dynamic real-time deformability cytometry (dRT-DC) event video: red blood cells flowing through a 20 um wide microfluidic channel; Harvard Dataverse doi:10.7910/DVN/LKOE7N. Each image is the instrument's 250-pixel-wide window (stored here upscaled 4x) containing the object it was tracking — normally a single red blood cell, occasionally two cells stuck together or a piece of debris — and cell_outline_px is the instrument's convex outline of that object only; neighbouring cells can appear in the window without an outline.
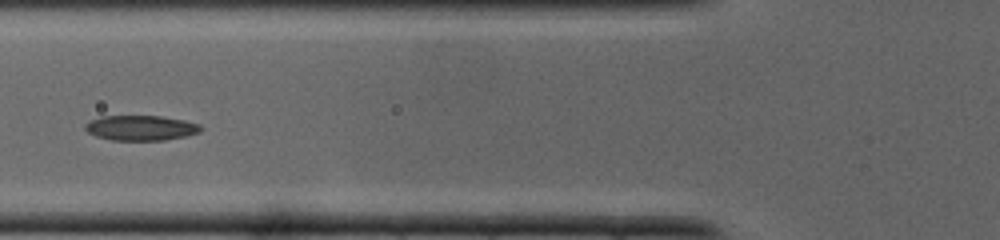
{"species": "common noctule bat (a hibernating species)", "species_latin": "Nyctalus noctula", "temperature_condition": "cold", "stored_images_in_passage": 35, "camera_frame_rate_fps": 3000, "um_per_image_px": 0.085, "animal": {"sex": "male", "body_mass_g": 19.0, "forearm_length_mm": 50.8}, "frame": {"image": 1, "passage_image": 13, "time_ms": 4.0, "image_size_px": [1000, 240], "cell_outline_px": [[204, 128], [200, 132], [184, 136], [164, 140], [112, 140], [96, 136], [88, 132], [84, 128], [84, 124], [100, 116], [160, 116], [184, 120], [200, 124]], "centroid_in_image_um": [11.98, 10.87], "position_along_channel_um": 113.8, "area_um2": 16.88}}
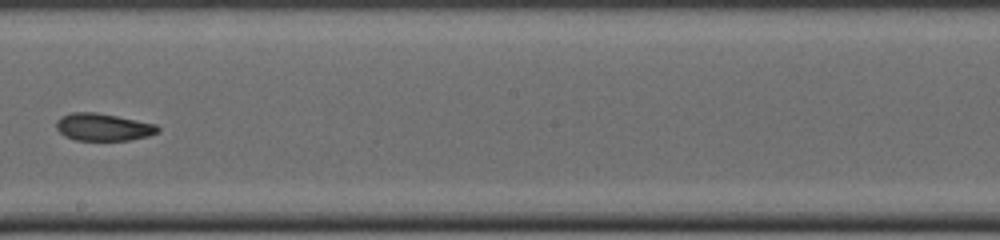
{"frame": {"image": 2, "passage_image": 20, "time_ms": 6.333, "image_size_px": [1000, 240], "cell_outline_px": [[160, 132], [148, 136], [128, 140], [76, 140], [64, 136], [56, 128], [56, 120], [60, 116], [72, 112], [96, 112], [156, 124], [160, 128]], "centroid_in_image_um": [8.75, 10.8], "position_along_channel_um": 239.4, "area_um2": 16.24}}
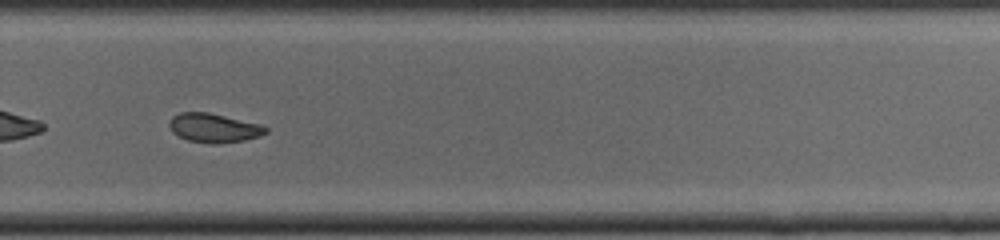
{"frame": {"image": 3, "passage_image": 24, "time_ms": 7.667, "image_size_px": [1000, 240], "cell_outline_px": [[268, 132], [260, 136], [244, 140], [220, 144], [212, 144], [188, 140], [172, 132], [168, 124], [172, 116], [180, 112], [208, 112], [264, 124], [268, 128]], "centroid_in_image_um": [18.22, 10.87], "position_along_channel_um": 311.6, "area_um2": 16.59}}